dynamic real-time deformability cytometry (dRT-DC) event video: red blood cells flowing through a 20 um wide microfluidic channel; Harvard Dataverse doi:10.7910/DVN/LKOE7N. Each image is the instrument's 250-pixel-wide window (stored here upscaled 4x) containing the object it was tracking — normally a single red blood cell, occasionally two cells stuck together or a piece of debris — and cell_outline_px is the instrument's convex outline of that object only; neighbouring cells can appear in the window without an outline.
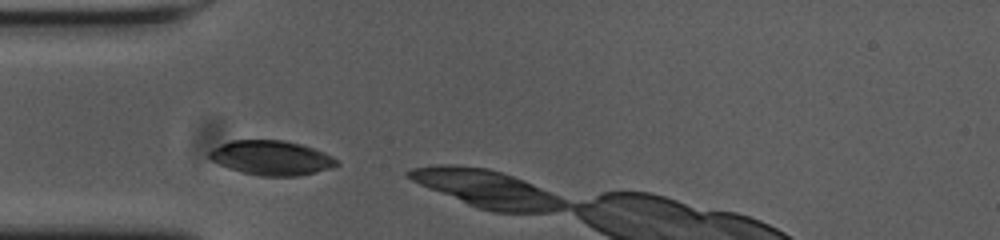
{"species": "common noctule bat (a hibernating species)", "species_latin": "Nyctalus noctula", "temperature_condition": "cold", "stored_images_in_passage": 3, "camera_frame_rate_fps": 3000, "um_per_image_px": 0.085, "animal": {"sex": "female", "body_mass_g": 23.0, "forearm_length_mm": 53.4}, "frame": {"image": 1, "passage_image": 1, "time_ms": 0.0, "image_size_px": [1000, 240], "cell_outline_px": [[340, 164], [332, 168], [316, 172], [296, 176], [260, 176], [240, 172], [228, 168], [212, 160], [208, 156], [208, 152], [212, 148], [220, 144], [232, 140], [284, 140], [300, 144], [324, 152], [332, 156]], "centroid_in_image_um": [23.05, 13.42], "position_along_channel_um": 61.9, "area_um2": 25.66}}